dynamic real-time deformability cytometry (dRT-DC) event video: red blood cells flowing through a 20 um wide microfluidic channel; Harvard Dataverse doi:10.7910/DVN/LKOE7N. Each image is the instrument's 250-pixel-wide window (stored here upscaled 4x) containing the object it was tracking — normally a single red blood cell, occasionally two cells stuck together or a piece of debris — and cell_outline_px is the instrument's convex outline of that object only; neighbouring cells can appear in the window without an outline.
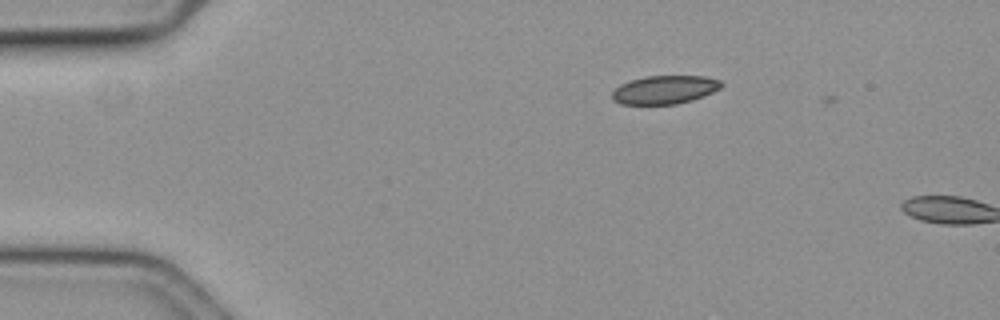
{"species": "common noctule bat (a hibernating species)", "species_latin": "Nyctalus noctula", "temperature_condition": "cold", "stored_images_in_passage": 5, "camera_frame_rate_fps": 3000, "um_per_image_px": 0.085, "animal": {"sex": "female", "body_mass_g": 19.3, "forearm_length_mm": 54.1}, "frame": {"image": 1, "passage_image": 4, "time_ms": 1.0, "image_size_px": [1000, 320], "cell_outline_px": [[724, 84], [720, 88], [712, 92], [692, 100], [676, 104], [620, 104], [612, 100], [612, 92], [620, 84], [644, 76], [704, 76], [720, 80]], "centroid_in_image_um": [56.49, 7.62], "position_along_channel_um": 28.5, "area_um2": 18.03}}